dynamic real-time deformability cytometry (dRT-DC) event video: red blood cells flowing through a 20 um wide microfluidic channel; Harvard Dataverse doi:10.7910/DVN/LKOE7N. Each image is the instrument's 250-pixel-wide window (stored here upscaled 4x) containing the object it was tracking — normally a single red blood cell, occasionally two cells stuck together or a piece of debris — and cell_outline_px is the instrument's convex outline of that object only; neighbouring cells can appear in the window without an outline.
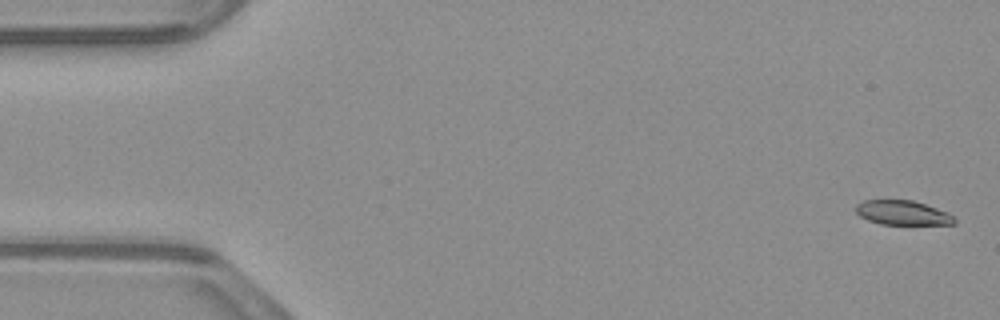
{"species": "common noctule bat (a hibernating species)", "species_latin": "Nyctalus noctula", "temperature_condition": "warm", "stored_images_in_passage": 52, "camera_frame_rate_fps": 3000, "um_per_image_px": 0.085, "animal": {"sex": "male", "body_mass_g": 23.1, "forearm_length_mm": 52.7}, "frame": {"image": 1, "passage_image": 1, "time_ms": 0.0, "image_size_px": [1000, 320], "cell_outline_px": [[956, 224], [880, 224], [868, 220], [860, 216], [856, 212], [856, 204], [864, 200], [912, 200], [948, 212], [956, 220]], "centroid_in_image_um": [76.71, 18.08], "position_along_channel_um": 8.3, "area_um2": 13.93}}
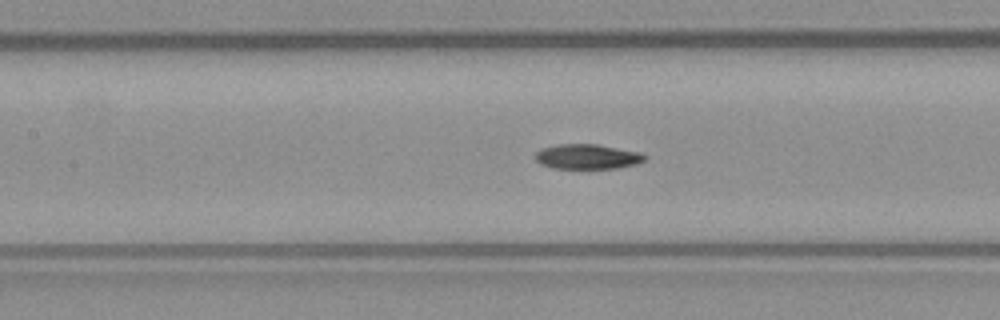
{"frame": {"image": 2, "passage_image": 23, "time_ms": 7.333, "image_size_px": [1000, 320], "cell_outline_px": [[648, 156], [644, 160], [636, 164], [620, 168], [552, 168], [540, 164], [536, 160], [536, 152], [540, 148], [556, 144], [596, 144], [640, 152]], "centroid_in_image_um": [49.91, 13.31], "position_along_channel_um": 157.5, "area_um2": 15.95}}
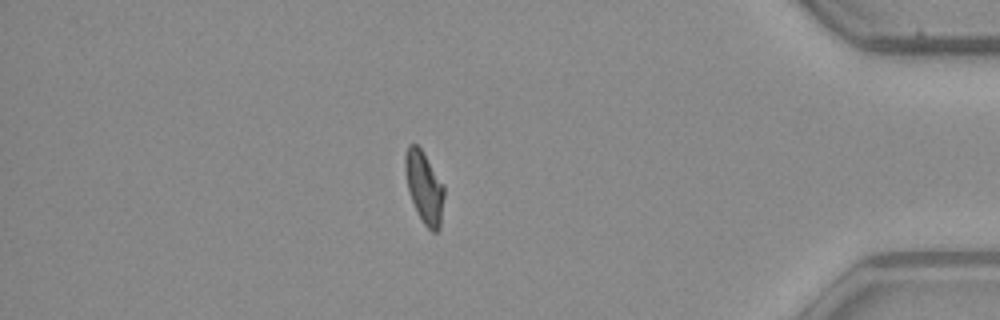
{"frame": {"image": 3, "passage_image": 45, "time_ms": 14.667, "image_size_px": [1000, 320], "cell_outline_px": [[444, 196], [440, 228], [436, 232], [432, 232], [424, 224], [412, 200], [408, 188], [404, 168], [404, 156], [408, 144], [416, 144], [420, 148], [444, 184]], "centroid_in_image_um": [36.06, 15.9], "position_along_channel_um": 399.1, "area_um2": 16.13}, "authors_computed_cell_mechanics": {"area_um2": 16.3285, "velocity_mm_per_s": 3.8955, "shape_relaxation_time_tau1_ms": 7.3491, "shape_relaxation_time_tau2_ms": 7.2845, "deformation_change_tau1": 0.1778, "deformation_change_tau2": 0.115}}